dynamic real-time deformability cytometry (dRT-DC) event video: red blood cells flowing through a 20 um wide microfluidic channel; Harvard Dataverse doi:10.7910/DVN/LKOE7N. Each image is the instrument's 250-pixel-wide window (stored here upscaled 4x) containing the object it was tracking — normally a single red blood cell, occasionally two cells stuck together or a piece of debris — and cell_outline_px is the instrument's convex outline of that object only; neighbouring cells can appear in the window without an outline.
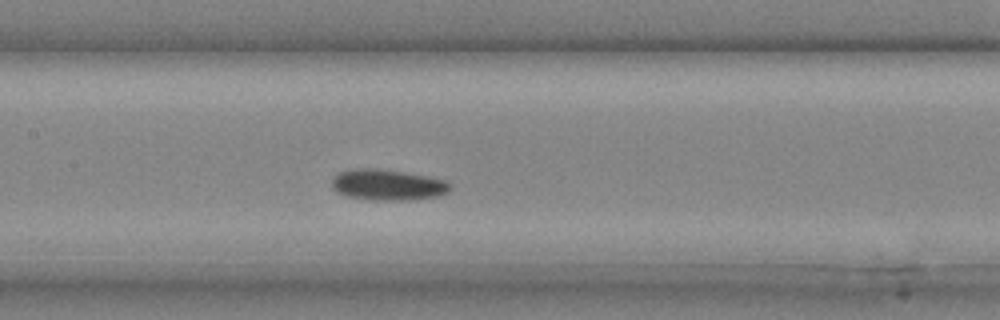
{"species": "common noctule bat (a hibernating species)", "species_latin": "Nyctalus noctula", "temperature_condition": "cold", "stored_images_in_passage": 28, "camera_frame_rate_fps": 3000, "um_per_image_px": 0.085, "animal": {"sex": "male", "body_mass_g": 20.4}, "frame": {"image": 1, "passage_image": 12, "time_ms": 3.667, "image_size_px": [1000, 320], "cell_outline_px": [[452, 188], [448, 192], [440, 196], [412, 200], [380, 200], [348, 196], [340, 192], [332, 184], [332, 180], [340, 172], [352, 168], [376, 168], [428, 176], [448, 180], [452, 184]], "centroid_in_image_um": [33.06, 15.7], "position_along_channel_um": 174.3, "area_um2": 21.21}}
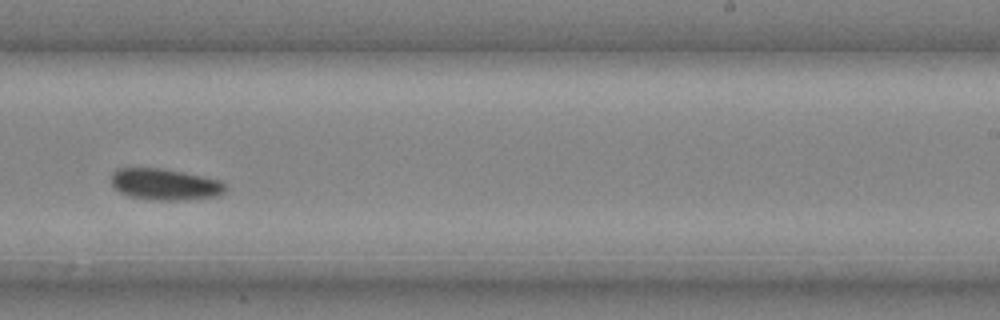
{"frame": {"image": 2, "passage_image": 17, "time_ms": 5.333, "image_size_px": [1000, 320], "cell_outline_px": [[228, 188], [224, 192], [216, 196], [184, 200], [152, 200], [128, 196], [120, 192], [112, 184], [112, 172], [116, 168], [160, 168], [184, 172], [220, 180]], "centroid_in_image_um": [14.02, 15.67], "position_along_channel_um": 275.0, "area_um2": 20.92}}
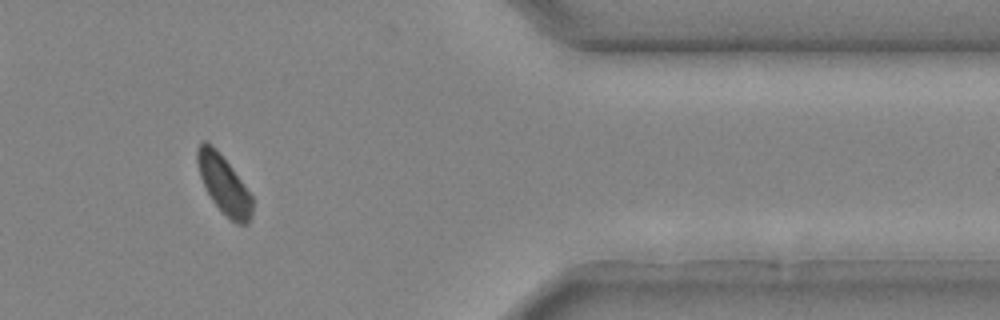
{"frame": {"image": 3, "passage_image": 24, "time_ms": 7.667, "image_size_px": [1000, 320], "cell_outline_px": [[252, 216], [248, 224], [236, 224], [212, 200], [200, 176], [196, 160], [196, 148], [204, 140], [212, 144], [216, 148], [232, 168], [252, 196]], "centroid_in_image_um": [19.02, 15.65], "position_along_channel_um": 392.4, "area_um2": 18.38}}